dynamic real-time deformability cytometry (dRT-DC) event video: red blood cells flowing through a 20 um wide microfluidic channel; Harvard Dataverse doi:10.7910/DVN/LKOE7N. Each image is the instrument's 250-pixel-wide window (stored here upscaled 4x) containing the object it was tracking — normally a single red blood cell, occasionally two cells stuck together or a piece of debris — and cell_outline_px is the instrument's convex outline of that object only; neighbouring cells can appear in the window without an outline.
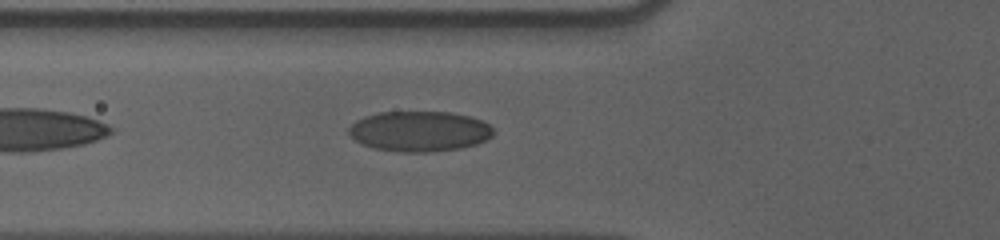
{"species": "human", "species_latin": "Homo sapiens", "temperature_condition": "cold", "stored_images_in_passage": 26, "camera_frame_rate_fps": 3000, "um_per_image_px": 0.085, "donor": {"sex": "male"}, "frame": {"image": 1, "passage_image": 5, "time_ms": 1.333, "image_size_px": [1000, 240], "cell_outline_px": [[492, 136], [476, 144], [460, 148], [428, 152], [400, 152], [372, 148], [356, 140], [348, 132], [348, 128], [356, 120], [364, 116], [380, 112], [448, 112], [472, 116], [488, 124], [492, 128]], "centroid_in_image_um": [35.64, 11.15], "position_along_channel_um": 90.2, "area_um2": 33.87}}
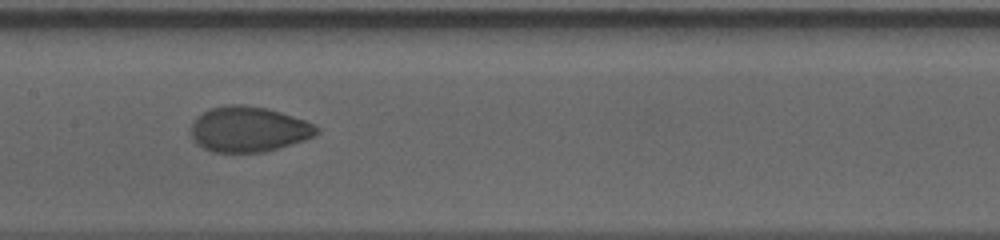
{"frame": {"image": 2, "passage_image": 13, "time_ms": 4.0, "image_size_px": [1000, 240], "cell_outline_px": [[320, 132], [304, 140], [280, 148], [264, 152], [212, 152], [196, 144], [192, 140], [192, 120], [196, 116], [208, 108], [228, 104], [240, 104], [268, 108], [316, 124], [320, 128]], "centroid_in_image_um": [21.11, 10.98], "position_along_channel_um": 186.3, "area_um2": 33.58}}
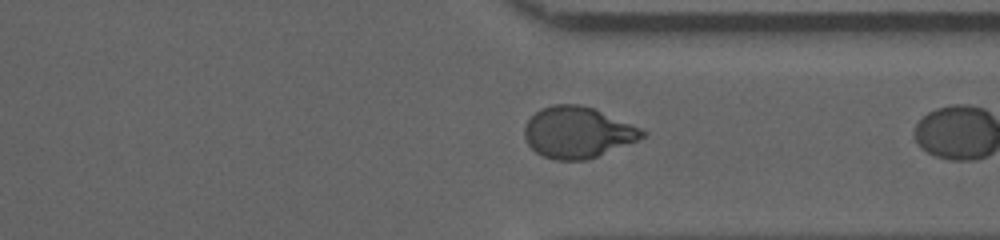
{"frame": {"image": 3, "passage_image": 25, "time_ms": 8.0, "image_size_px": [1000, 240], "cell_outline_px": [[648, 136], [596, 156], [584, 160], [556, 160], [544, 156], [536, 152], [528, 144], [524, 136], [524, 128], [528, 120], [540, 108], [552, 104], [580, 104], [592, 108], [640, 128], [648, 132]], "centroid_in_image_um": [49.08, 11.24], "position_along_channel_um": 362.3, "area_um2": 34.8}}